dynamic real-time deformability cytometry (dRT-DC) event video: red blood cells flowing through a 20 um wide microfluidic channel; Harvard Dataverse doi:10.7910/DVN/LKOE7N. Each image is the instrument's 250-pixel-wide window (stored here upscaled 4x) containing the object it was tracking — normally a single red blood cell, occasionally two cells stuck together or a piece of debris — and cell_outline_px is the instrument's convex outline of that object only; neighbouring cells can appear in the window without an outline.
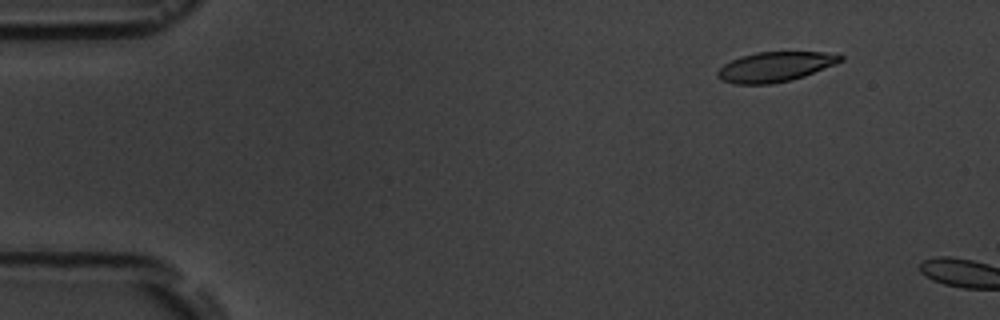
{"species": "common noctule bat (a hibernating species)", "species_latin": "Nyctalus noctula", "temperature_condition": "room temperature", "stored_images_in_passage": 3, "camera_frame_rate_fps": 3000, "um_per_image_px": 0.085, "animal": {"sex": "male", "body_mass_g": 19.5, "forearm_length_mm": 54.6}, "frame": {"image": 1, "passage_image": 2, "time_ms": 1.0, "image_size_px": [1000, 320], "cell_outline_px": [[844, 60], [836, 64], [804, 76], [772, 84], [736, 84], [720, 80], [716, 76], [716, 72], [724, 64], [740, 56], [756, 52], [824, 52], [844, 56]], "centroid_in_image_um": [65.87, 5.68], "position_along_channel_um": 19.1, "area_um2": 21.39}}